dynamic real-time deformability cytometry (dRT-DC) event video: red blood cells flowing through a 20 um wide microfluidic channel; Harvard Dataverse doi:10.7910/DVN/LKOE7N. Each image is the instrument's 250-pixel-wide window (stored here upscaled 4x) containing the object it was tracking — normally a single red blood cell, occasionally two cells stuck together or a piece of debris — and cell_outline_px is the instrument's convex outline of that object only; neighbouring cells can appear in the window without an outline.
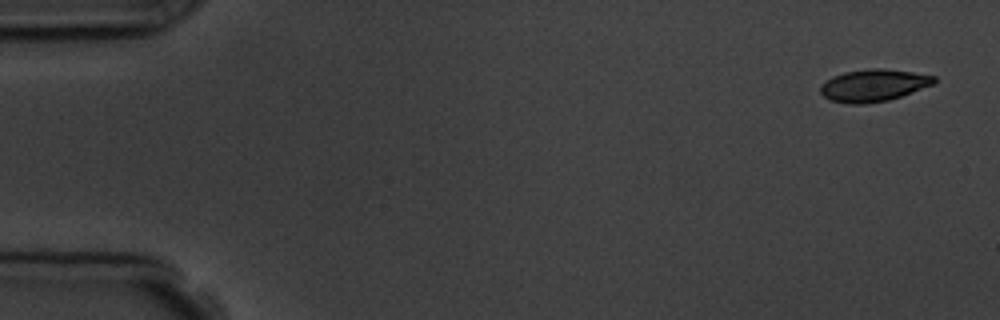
{"species": "common noctule bat (a hibernating species)", "species_latin": "Nyctalus noctula", "temperature_condition": "room temperature", "stored_images_in_passage": 6, "camera_frame_rate_fps": 3000, "um_per_image_px": 0.085, "animal": {"sex": "male", "body_mass_g": 19.5, "forearm_length_mm": 54.6}, "frame": {"image": 1, "passage_image": 1, "time_ms": 0.0, "image_size_px": [1000, 320], "cell_outline_px": [[936, 80], [932, 84], [900, 96], [888, 100], [860, 104], [848, 104], [828, 100], [820, 92], [820, 84], [824, 80], [832, 76], [844, 72], [872, 68], [880, 68], [912, 72], [936, 76]], "centroid_in_image_um": [74.17, 7.25], "position_along_channel_um": 10.8, "area_um2": 21.21}}
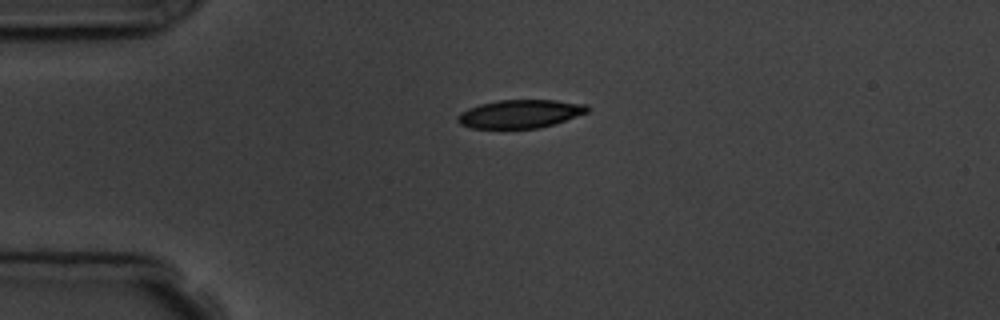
{"frame": {"image": 2, "passage_image": 4, "time_ms": 3.667, "image_size_px": [1000, 320], "cell_outline_px": [[588, 112], [540, 128], [472, 128], [460, 124], [456, 120], [456, 116], [460, 112], [468, 108], [480, 104], [496, 100], [556, 100], [588, 104]], "centroid_in_image_um": [44.17, 9.67], "position_along_channel_um": 40.8, "area_um2": 21.39}}